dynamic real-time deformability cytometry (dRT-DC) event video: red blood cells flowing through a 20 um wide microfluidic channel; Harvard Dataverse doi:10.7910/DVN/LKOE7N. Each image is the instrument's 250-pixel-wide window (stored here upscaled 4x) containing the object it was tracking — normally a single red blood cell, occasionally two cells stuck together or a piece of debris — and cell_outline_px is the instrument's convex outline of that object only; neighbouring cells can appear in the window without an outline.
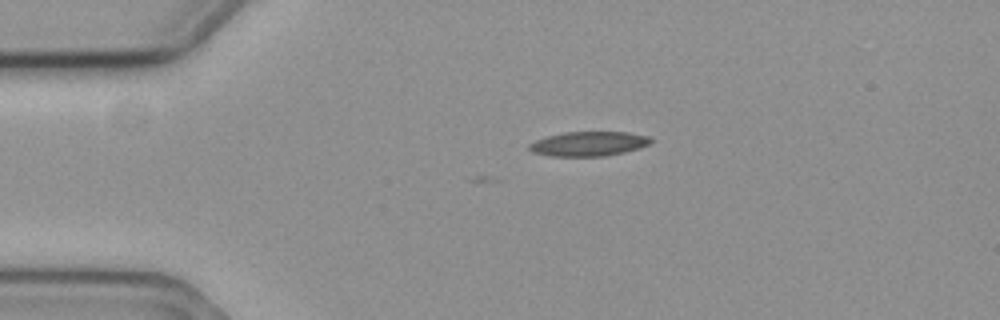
{"species": "common noctule bat (a hibernating species)", "species_latin": "Nyctalus noctula", "temperature_condition": "cold", "stored_images_in_passage": 3, "camera_frame_rate_fps": 3000, "um_per_image_px": 0.085, "animal": {"sex": "female", "body_mass_g": 19.3, "forearm_length_mm": 54.1}, "frame": {"image": 1, "passage_image": 3, "time_ms": 0.667, "image_size_px": [1000, 320], "cell_outline_px": [[652, 140], [648, 144], [640, 148], [624, 152], [604, 156], [548, 156], [532, 152], [528, 148], [528, 144], [536, 140], [548, 136], [564, 132], [628, 132], [652, 136]], "centroid_in_image_um": [50.04, 12.22], "position_along_channel_um": 35.0, "area_um2": 17.46}}